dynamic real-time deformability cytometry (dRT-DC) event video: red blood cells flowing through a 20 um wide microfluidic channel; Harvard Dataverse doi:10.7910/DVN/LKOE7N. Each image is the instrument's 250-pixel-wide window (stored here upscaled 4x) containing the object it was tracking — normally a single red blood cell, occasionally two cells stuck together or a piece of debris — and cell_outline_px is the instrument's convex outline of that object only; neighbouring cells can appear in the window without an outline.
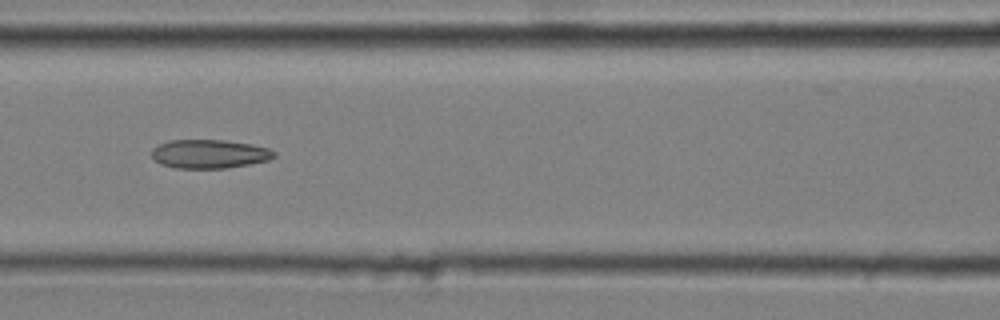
{"species": "common noctule bat (a hibernating species)", "species_latin": "Nyctalus noctula", "temperature_condition": "cold", "stored_images_in_passage": 8, "camera_frame_rate_fps": 3000, "um_per_image_px": 0.085, "animal": {"sex": "male", "body_mass_g": 20.4}, "frame": {"image": 1, "passage_image": 6, "time_ms": 1.667, "image_size_px": [1000, 320], "cell_outline_px": [[276, 156], [268, 160], [228, 168], [176, 168], [160, 164], [152, 156], [152, 148], [168, 140], [224, 140], [252, 144], [268, 148], [276, 152]], "centroid_in_image_um": [17.8, 13.08], "position_along_channel_um": 148.8, "area_um2": 20.52}}
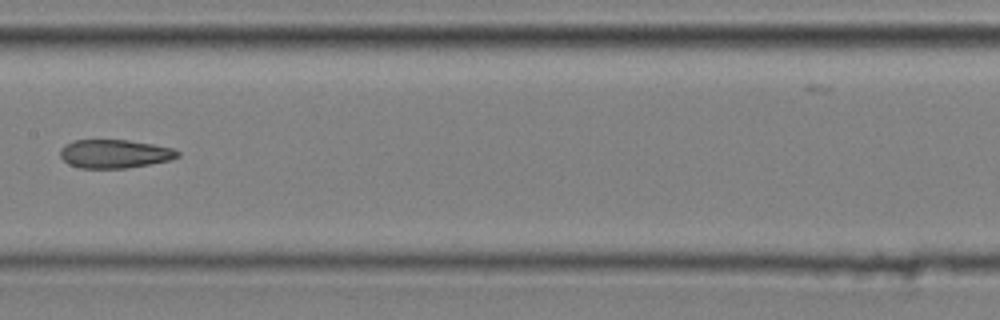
{"frame": {"image": 2, "passage_image": 7, "time_ms": 2.0, "image_size_px": [1000, 320], "cell_outline_px": [[180, 156], [168, 160], [148, 164], [124, 168], [80, 168], [68, 164], [60, 156], [60, 148], [64, 144], [76, 140], [128, 140], [152, 144], [172, 148], [180, 152]], "centroid_in_image_um": [9.71, 13.07], "position_along_channel_um": 197.7, "area_um2": 19.42}}
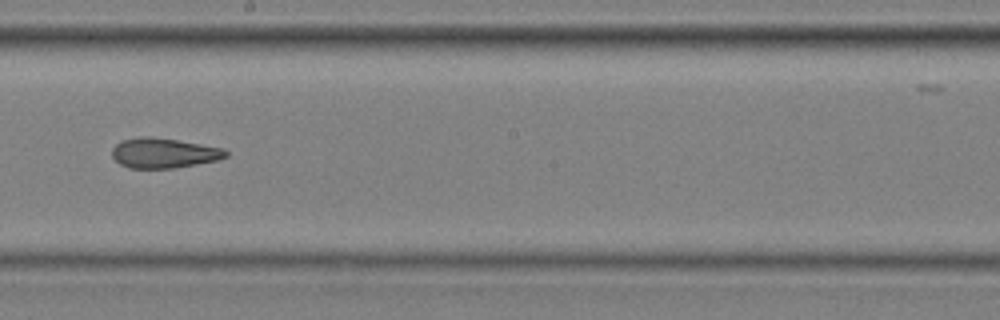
{"frame": {"image": 3, "passage_image": 8, "time_ms": 2.333, "image_size_px": [1000, 320], "cell_outline_px": [[228, 156], [216, 160], [176, 168], [128, 168], [120, 164], [112, 156], [112, 148], [120, 140], [140, 136], [152, 136], [224, 148], [228, 152]], "centroid_in_image_um": [13.89, 13.0], "position_along_channel_um": 234.3, "area_um2": 19.94}}